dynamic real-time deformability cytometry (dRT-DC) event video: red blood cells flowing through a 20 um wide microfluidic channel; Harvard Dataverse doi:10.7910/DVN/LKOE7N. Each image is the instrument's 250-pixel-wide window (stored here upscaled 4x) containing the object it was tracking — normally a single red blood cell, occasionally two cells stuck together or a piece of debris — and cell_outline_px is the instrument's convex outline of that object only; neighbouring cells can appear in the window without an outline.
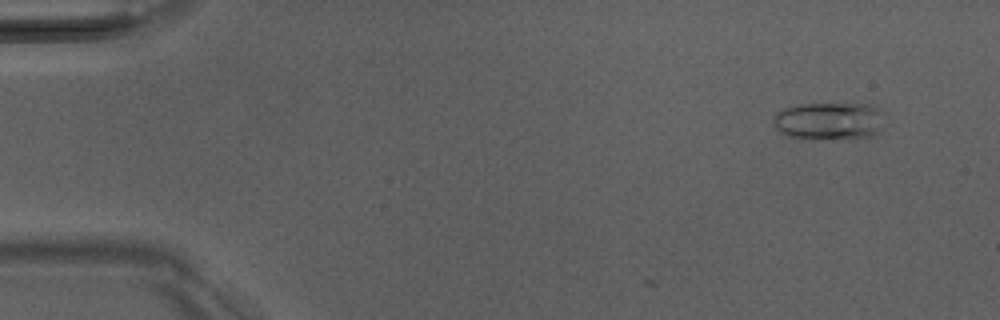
{"species": "Egyptian fruit bat (a non-hibernating species)", "species_latin": "Rousettus aegyptiacus", "temperature_condition": "room temperature", "stored_images_in_passage": 3, "camera_frame_rate_fps": 3000, "um_per_image_px": 0.085, "animal": {"sex": "male"}, "frame": {"image": 1, "passage_image": 1, "time_ms": 0.0, "image_size_px": [1000, 320], "cell_outline_px": [[884, 128], [876, 136], [856, 140], [808, 140], [788, 136], [780, 132], [772, 124], [772, 120], [784, 108], [804, 104], [872, 104], [880, 108], [884, 112]], "centroid_in_image_um": [70.6, 10.34], "position_along_channel_um": 14.4, "area_um2": 25.61}}